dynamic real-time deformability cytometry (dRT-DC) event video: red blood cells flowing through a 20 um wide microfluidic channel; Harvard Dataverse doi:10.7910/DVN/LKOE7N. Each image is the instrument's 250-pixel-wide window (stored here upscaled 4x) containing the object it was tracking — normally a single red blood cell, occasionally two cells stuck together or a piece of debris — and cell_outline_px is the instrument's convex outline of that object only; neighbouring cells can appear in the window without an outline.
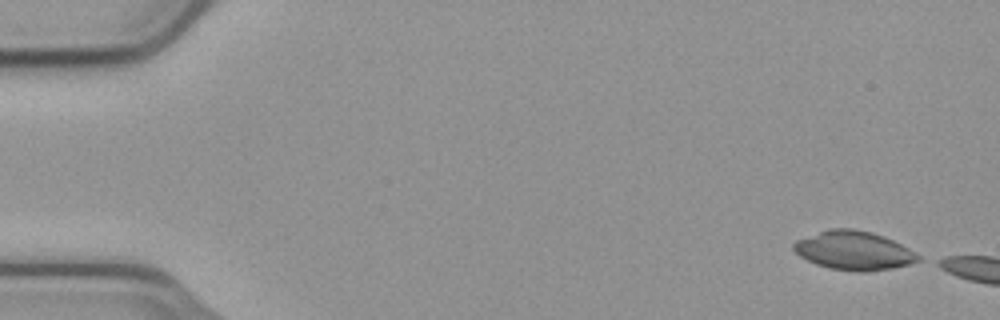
{"species": "common noctule bat (a hibernating species)", "species_latin": "Nyctalus noctula", "temperature_condition": "cold", "stored_images_in_passage": 11, "camera_frame_rate_fps": 3000, "um_per_image_px": 0.085, "animal": {"sex": "male", "body_mass_g": 23.1, "forearm_length_mm": 52.7}, "frame": {"image": 1, "passage_image": 1, "time_ms": 0.0, "image_size_px": [1000, 320], "cell_outline_px": [[920, 260], [908, 264], [892, 268], [864, 272], [856, 272], [828, 268], [816, 264], [800, 256], [792, 248], [792, 244], [796, 240], [828, 228], [852, 228], [872, 232], [884, 236], [916, 252], [920, 256]], "centroid_in_image_um": [72.55, 21.29], "position_along_channel_um": 12.4, "area_um2": 28.21}}